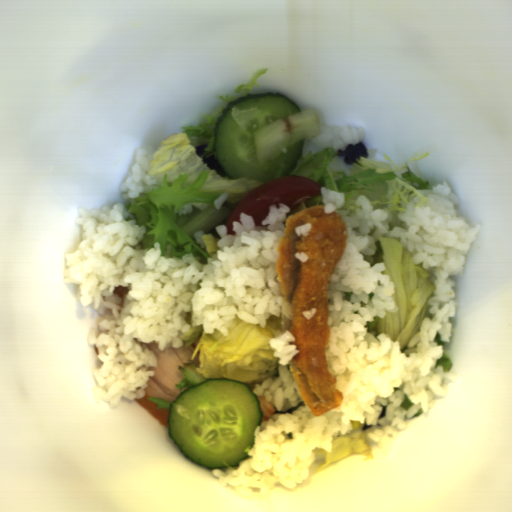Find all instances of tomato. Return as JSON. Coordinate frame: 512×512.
Here are the masks:
<instances>
[{
	"label": "tomato",
	"mask_w": 512,
	"mask_h": 512,
	"mask_svg": "<svg viewBox=\"0 0 512 512\" xmlns=\"http://www.w3.org/2000/svg\"><path fill=\"white\" fill-rule=\"evenodd\" d=\"M321 188L315 179L302 175L272 178L251 190L232 207L225 222L226 234L235 235L233 222L240 221L241 213L253 217L255 224L261 226L271 205L278 208L280 204H286L290 212L321 196Z\"/></svg>",
	"instance_id": "tomato-1"
}]
</instances>
